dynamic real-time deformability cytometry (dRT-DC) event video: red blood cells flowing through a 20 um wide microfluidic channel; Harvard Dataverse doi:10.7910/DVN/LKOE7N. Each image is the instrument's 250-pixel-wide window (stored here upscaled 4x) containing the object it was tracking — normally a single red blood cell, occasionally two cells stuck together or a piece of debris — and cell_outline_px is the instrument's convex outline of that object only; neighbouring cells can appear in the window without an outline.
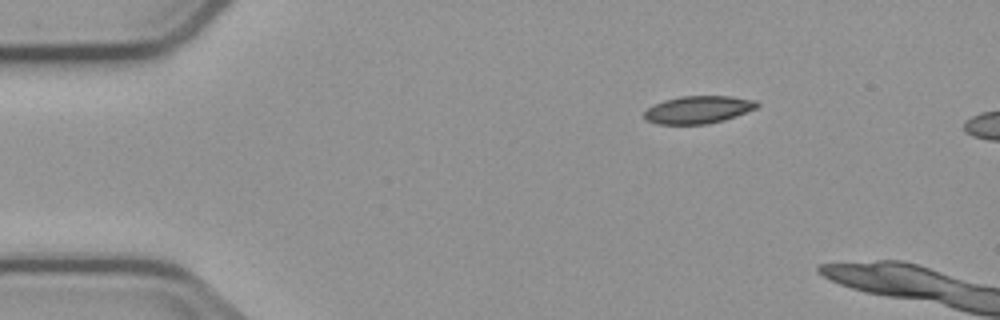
{"species": "common noctule bat (a hibernating species)", "species_latin": "Nyctalus noctula", "temperature_condition": "cold", "stored_images_in_passage": 2, "camera_frame_rate_fps": 3000, "um_per_image_px": 0.085, "animal": {"sex": "male", "body_mass_g": 23.1, "forearm_length_mm": 52.7}, "frame": {"image": 1, "passage_image": 1, "time_ms": 0.0, "image_size_px": [1000, 320], "cell_outline_px": [[760, 104], [756, 108], [736, 116], [724, 120], [708, 124], [656, 124], [644, 120], [644, 112], [652, 104], [664, 100], [680, 96], [732, 96], [756, 100]], "centroid_in_image_um": [59.33, 9.32], "position_along_channel_um": 25.7, "area_um2": 18.32}}